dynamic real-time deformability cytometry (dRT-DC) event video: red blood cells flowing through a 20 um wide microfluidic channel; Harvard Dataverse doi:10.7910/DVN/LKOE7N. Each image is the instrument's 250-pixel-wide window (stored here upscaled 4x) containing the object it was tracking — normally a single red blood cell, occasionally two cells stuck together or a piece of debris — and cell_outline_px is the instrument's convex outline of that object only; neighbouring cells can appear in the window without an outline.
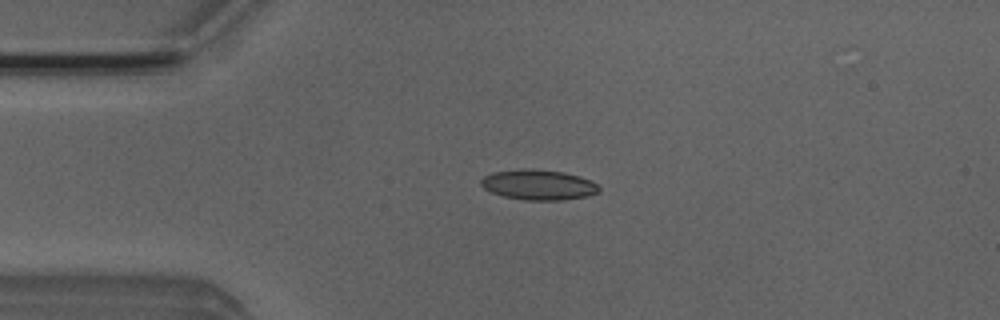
{"species": "Egyptian fruit bat (a non-hibernating species)", "species_latin": "Rousettus aegyptiacus", "temperature_condition": "room temperature", "stored_images_in_passage": 5, "camera_frame_rate_fps": 3000, "um_per_image_px": 0.085, "animal": {"sex": "male"}, "frame": {"image": 1, "passage_image": 3, "time_ms": 0.667, "image_size_px": [1000, 320], "cell_outline_px": [[600, 192], [588, 196], [564, 200], [524, 200], [504, 196], [492, 192], [484, 188], [480, 184], [480, 180], [484, 176], [492, 172], [524, 168], [532, 168], [564, 172], [580, 176], [596, 184], [600, 188]], "centroid_in_image_um": [45.77, 15.7], "position_along_channel_um": 39.2, "area_um2": 20.92}}